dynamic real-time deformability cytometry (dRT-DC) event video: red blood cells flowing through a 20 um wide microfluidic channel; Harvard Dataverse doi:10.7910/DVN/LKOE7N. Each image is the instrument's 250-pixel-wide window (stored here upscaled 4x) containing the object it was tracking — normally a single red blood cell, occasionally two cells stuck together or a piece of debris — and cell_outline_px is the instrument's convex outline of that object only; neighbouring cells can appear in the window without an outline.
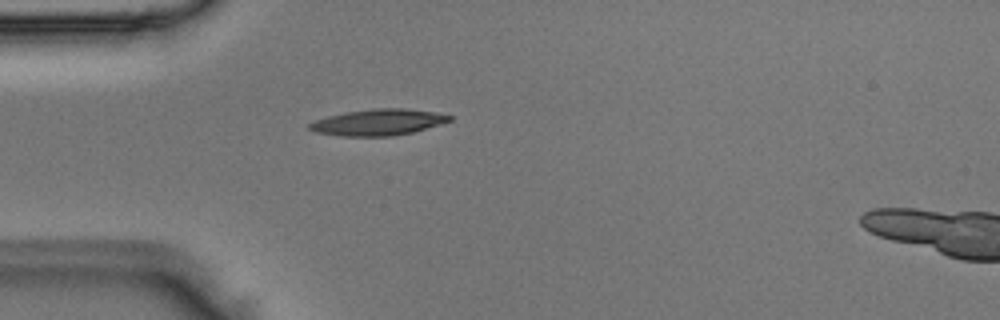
{"species": "Egyptian fruit bat (a non-hibernating species)", "species_latin": "Rousettus aegyptiacus", "temperature_condition": "room temperature", "stored_images_in_passage": 3, "camera_frame_rate_fps": 3000, "um_per_image_px": 0.085, "animal": {"sex": "male"}, "frame": {"image": 1, "passage_image": 2, "time_ms": 0.333, "image_size_px": [1000, 320], "cell_outline_px": [[452, 120], [440, 124], [412, 132], [392, 136], [340, 136], [316, 132], [308, 128], [308, 124], [316, 120], [328, 116], [344, 112], [376, 108], [404, 108], [432, 112], [452, 116]], "centroid_in_image_um": [32.12, 10.39], "position_along_channel_um": 52.9, "area_um2": 21.21}}